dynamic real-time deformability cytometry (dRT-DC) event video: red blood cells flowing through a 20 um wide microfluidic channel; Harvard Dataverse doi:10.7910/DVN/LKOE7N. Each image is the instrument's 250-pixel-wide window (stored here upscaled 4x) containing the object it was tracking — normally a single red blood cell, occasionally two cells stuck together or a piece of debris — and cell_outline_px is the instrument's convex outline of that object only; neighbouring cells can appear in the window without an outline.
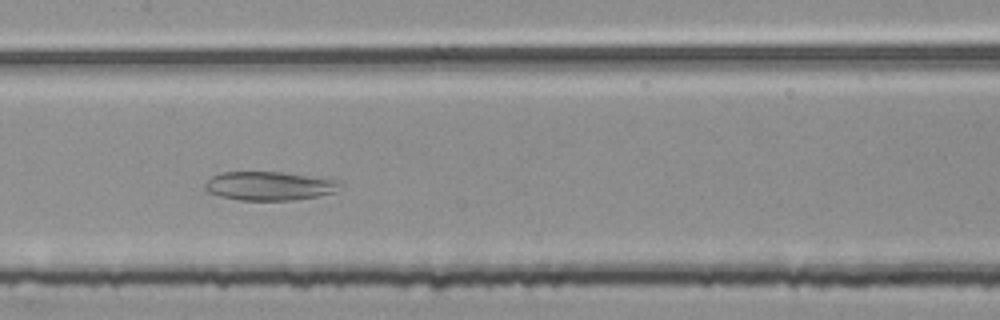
{"species": "common noctule bat (a hibernating species)", "species_latin": "Nyctalus noctula", "temperature_condition": "room temperature", "stored_images_in_passage": 44, "camera_frame_rate_fps": 3000, "um_per_image_px": 0.085, "animal": {"sex": "female", "body_mass_g": 25.1}, "frame": {"image": 1, "passage_image": 19, "time_ms": 6.0, "image_size_px": [1000, 320], "cell_outline_px": [[340, 184], [332, 192], [320, 196], [292, 200], [240, 200], [220, 196], [208, 192], [204, 188], [204, 184], [212, 176], [224, 172], [280, 172], [336, 180]], "centroid_in_image_um": [22.82, 15.81], "position_along_channel_um": 184.6, "area_um2": 22.25}}
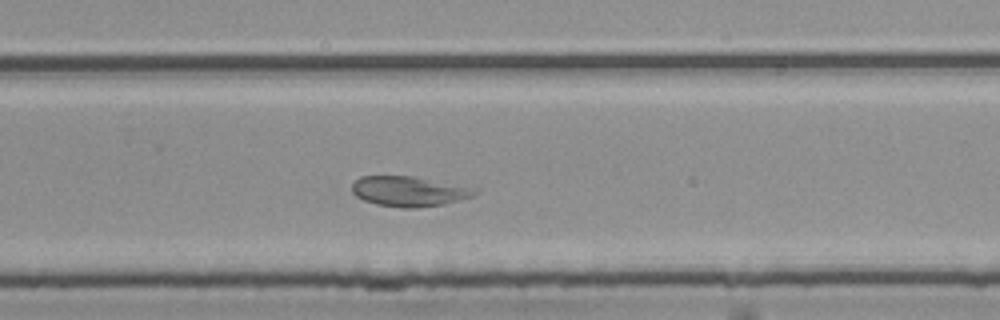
{"frame": {"image": 2, "passage_image": 28, "time_ms": 9.0, "image_size_px": [1000, 320], "cell_outline_px": [[480, 192], [472, 196], [460, 200], [444, 204], [420, 208], [400, 208], [376, 204], [364, 200], [356, 196], [352, 192], [352, 184], [360, 176], [412, 176], [468, 188]], "centroid_in_image_um": [34.68, 16.28], "position_along_channel_um": 295.1, "area_um2": 21.15}}
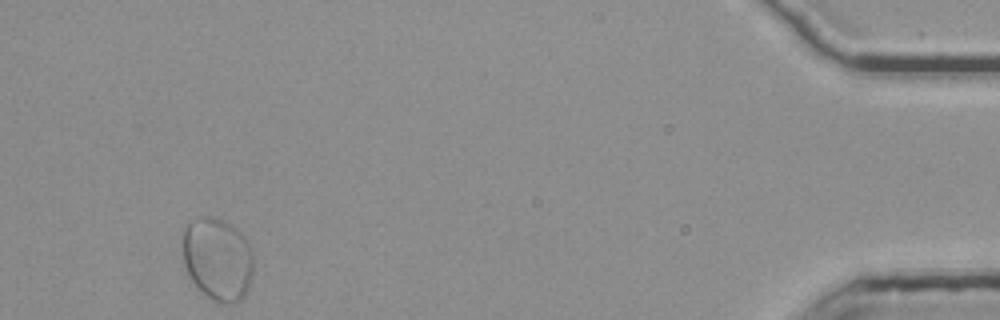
{"frame": {"image": 3, "passage_image": 44, "time_ms": 14.333, "image_size_px": [1000, 320], "cell_outline_px": [[252, 272], [248, 292], [240, 300], [216, 300], [208, 296], [192, 280], [184, 264], [184, 228], [192, 220], [204, 216], [212, 216], [224, 220], [232, 224], [248, 240], [252, 252]], "centroid_in_image_um": [18.52, 21.95], "position_along_channel_um": 416.7, "area_um2": 33.52}, "authors_computed_cell_mechanics": {"area_um2": 28.9578, "velocity_mm_per_s": 3.701, "shape_relaxation_time_tau1_ms": null, "shape_relaxation_time_tau2_ms": 2.9377, "deformation_change_tau1": null, "deformation_change_tau2": 0.0643}}